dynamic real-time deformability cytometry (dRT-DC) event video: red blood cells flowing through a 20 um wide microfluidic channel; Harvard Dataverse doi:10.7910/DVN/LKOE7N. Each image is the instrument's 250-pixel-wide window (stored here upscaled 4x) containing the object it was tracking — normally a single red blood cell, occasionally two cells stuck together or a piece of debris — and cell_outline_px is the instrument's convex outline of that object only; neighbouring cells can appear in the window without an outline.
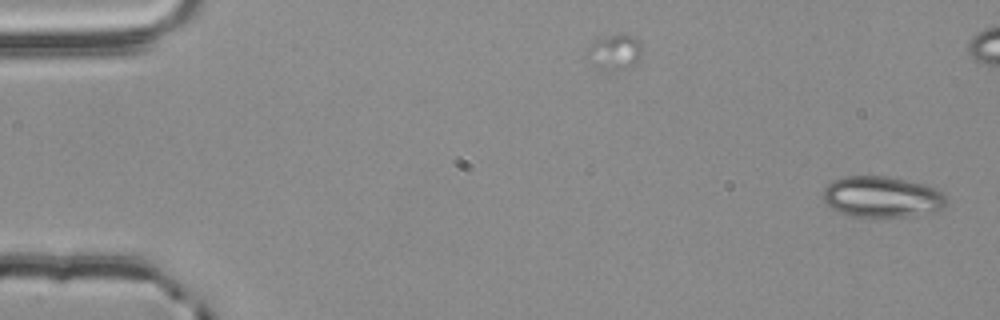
{"species": "common noctule bat (a hibernating species)", "species_latin": "Nyctalus noctula", "temperature_condition": "room temperature", "stored_images_in_passage": 48, "camera_frame_rate_fps": 3000, "um_per_image_px": 0.085, "animal": {"sex": "male", "body_mass_g": 20.4}, "frame": {"image": 1, "passage_image": 1, "time_ms": 0.0, "image_size_px": [1000, 320], "cell_outline_px": [[948, 204], [932, 212], [908, 216], [852, 216], [840, 212], [832, 208], [824, 200], [824, 188], [832, 180], [844, 176], [888, 176], [928, 184], [944, 192], [948, 200]], "centroid_in_image_um": [75.02, 16.71], "position_along_channel_um": 10.0, "area_um2": 29.59}}
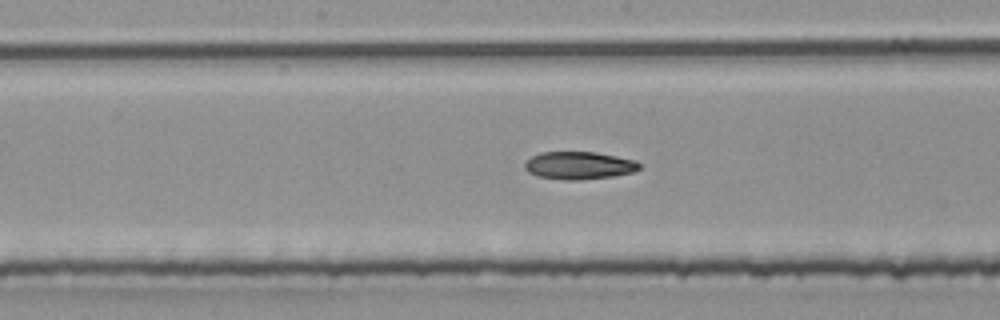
{"frame": {"image": 2, "passage_image": 28, "time_ms": 9.0, "image_size_px": [1000, 320], "cell_outline_px": [[640, 168], [632, 172], [612, 176], [580, 180], [564, 180], [536, 176], [528, 172], [524, 168], [524, 164], [532, 156], [540, 152], [596, 152], [636, 160], [640, 164]], "centroid_in_image_um": [49.19, 14.06], "position_along_channel_um": 199.0, "area_um2": 18.5}}
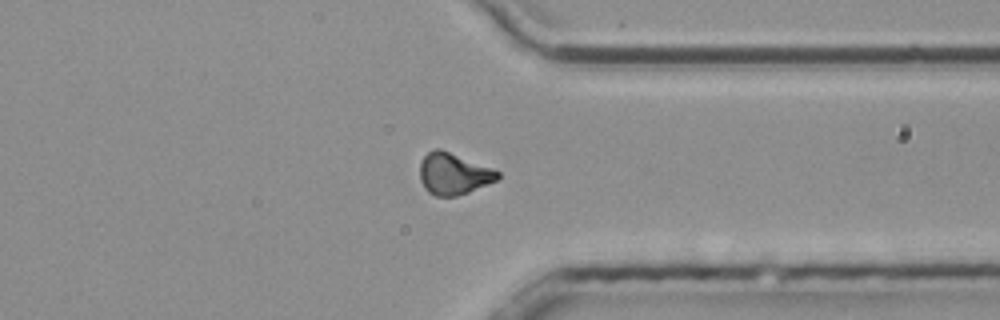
{"frame": {"image": 3, "passage_image": 42, "time_ms": 13.667, "image_size_px": [1000, 320], "cell_outline_px": [[500, 176], [496, 180], [488, 184], [468, 192], [456, 196], [436, 196], [428, 192], [424, 188], [420, 180], [420, 160], [428, 152], [436, 148], [440, 148], [492, 168], [500, 172]], "centroid_in_image_um": [38.53, 14.77], "position_along_channel_um": 372.9, "area_um2": 18.84}}